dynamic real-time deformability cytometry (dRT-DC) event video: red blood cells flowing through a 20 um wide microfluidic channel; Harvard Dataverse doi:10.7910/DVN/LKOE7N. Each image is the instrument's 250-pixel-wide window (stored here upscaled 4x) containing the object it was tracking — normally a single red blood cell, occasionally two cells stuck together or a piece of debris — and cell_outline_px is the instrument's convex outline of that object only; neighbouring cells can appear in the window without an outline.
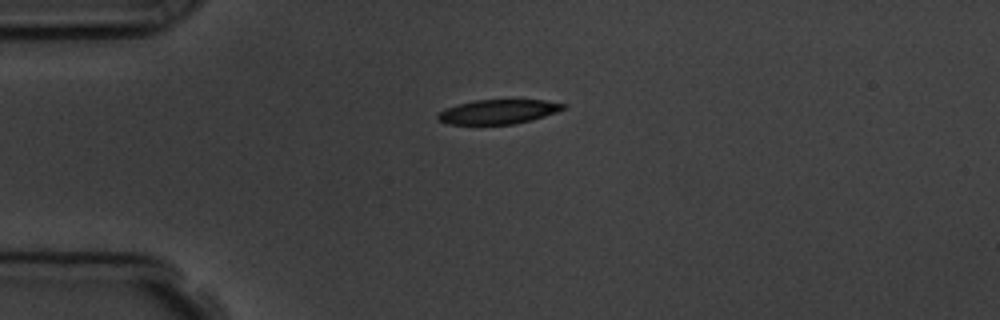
{"species": "common noctule bat (a hibernating species)", "species_latin": "Nyctalus noctula", "temperature_condition": "room temperature", "stored_images_in_passage": 3, "camera_frame_rate_fps": 3000, "um_per_image_px": 0.085, "animal": {"sex": "male", "body_mass_g": 19.5, "forearm_length_mm": 54.6}, "frame": {"image": 1, "passage_image": 1, "time_ms": 0.0, "image_size_px": [1000, 320], "cell_outline_px": [[564, 108], [556, 112], [532, 120], [516, 124], [448, 124], [440, 120], [436, 116], [440, 112], [456, 104], [476, 100], [544, 100], [564, 104]], "centroid_in_image_um": [42.34, 9.5], "position_along_channel_um": 42.7, "area_um2": 17.57}}